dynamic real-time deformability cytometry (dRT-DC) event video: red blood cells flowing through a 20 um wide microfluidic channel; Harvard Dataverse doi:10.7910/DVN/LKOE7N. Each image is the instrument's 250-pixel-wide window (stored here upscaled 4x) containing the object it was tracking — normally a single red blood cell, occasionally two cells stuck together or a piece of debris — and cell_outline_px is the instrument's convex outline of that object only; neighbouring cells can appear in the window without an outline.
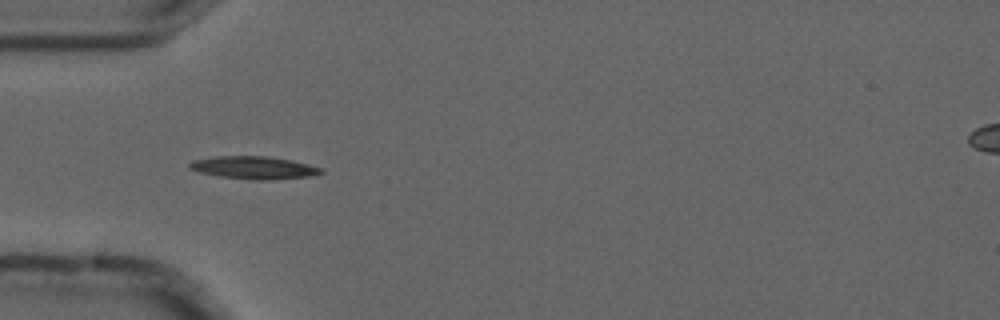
{"species": "common noctule bat (a hibernating species)", "species_latin": "Nyctalus noctula", "temperature_condition": "cold", "stored_images_in_passage": 3, "camera_frame_rate_fps": 3000, "um_per_image_px": 0.085, "animal": {"sex": "male", "forearm_length_mm": 52.5}, "frame": {"image": 1, "passage_image": 2, "time_ms": 0.333, "image_size_px": [1000, 320], "cell_outline_px": [[324, 172], [308, 176], [268, 180], [256, 180], [220, 176], [200, 172], [188, 168], [188, 164], [192, 160], [216, 156], [268, 156], [292, 160], [308, 164], [320, 168]], "centroid_in_image_um": [21.54, 14.24], "position_along_channel_um": 63.5, "area_um2": 17.22}}
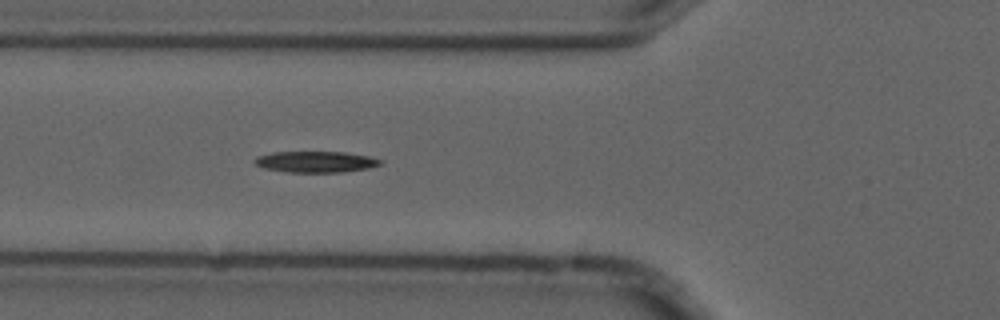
{"frame": {"image": 2, "passage_image": 3, "time_ms": 0.667, "image_size_px": [1000, 320], "cell_outline_px": [[384, 160], [380, 164], [368, 168], [344, 172], [288, 172], [264, 168], [256, 164], [252, 160], [256, 156], [272, 152], [344, 152], [368, 156]], "centroid_in_image_um": [26.82, 13.75], "position_along_channel_um": 99.0, "area_um2": 15.49}}